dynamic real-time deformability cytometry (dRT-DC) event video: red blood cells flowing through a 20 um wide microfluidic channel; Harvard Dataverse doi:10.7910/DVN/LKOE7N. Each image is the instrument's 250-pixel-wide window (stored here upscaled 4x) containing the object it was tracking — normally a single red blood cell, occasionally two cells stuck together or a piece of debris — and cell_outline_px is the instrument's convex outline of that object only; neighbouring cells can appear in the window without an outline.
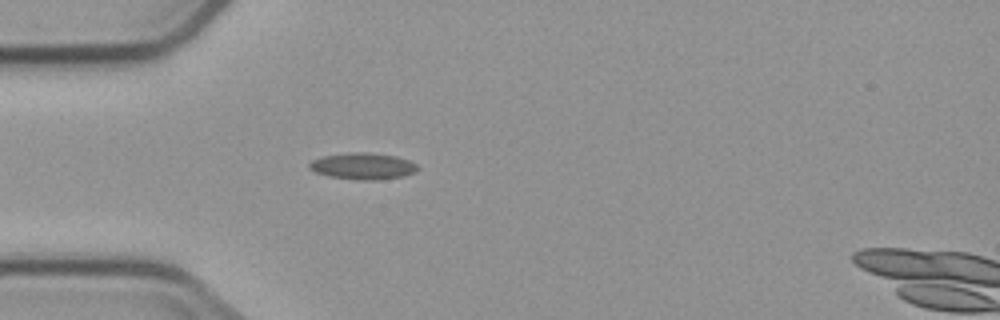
{"species": "common noctule bat (a hibernating species)", "species_latin": "Nyctalus noctula", "temperature_condition": "cold", "stored_images_in_passage": 1, "camera_frame_rate_fps": 3000, "um_per_image_px": 0.085, "animal": {"sex": "male", "body_mass_g": 23.1, "forearm_length_mm": 52.7}, "frame": {"image": 1, "passage_image": 1, "time_ms": 0.0, "image_size_px": [1000, 320], "cell_outline_px": [[416, 172], [404, 176], [372, 180], [364, 180], [332, 176], [316, 172], [308, 168], [308, 164], [312, 160], [324, 156], [348, 152], [368, 152], [396, 156], [408, 160], [416, 164]], "centroid_in_image_um": [30.84, 14.1], "position_along_channel_um": 54.2, "area_um2": 16.47}}